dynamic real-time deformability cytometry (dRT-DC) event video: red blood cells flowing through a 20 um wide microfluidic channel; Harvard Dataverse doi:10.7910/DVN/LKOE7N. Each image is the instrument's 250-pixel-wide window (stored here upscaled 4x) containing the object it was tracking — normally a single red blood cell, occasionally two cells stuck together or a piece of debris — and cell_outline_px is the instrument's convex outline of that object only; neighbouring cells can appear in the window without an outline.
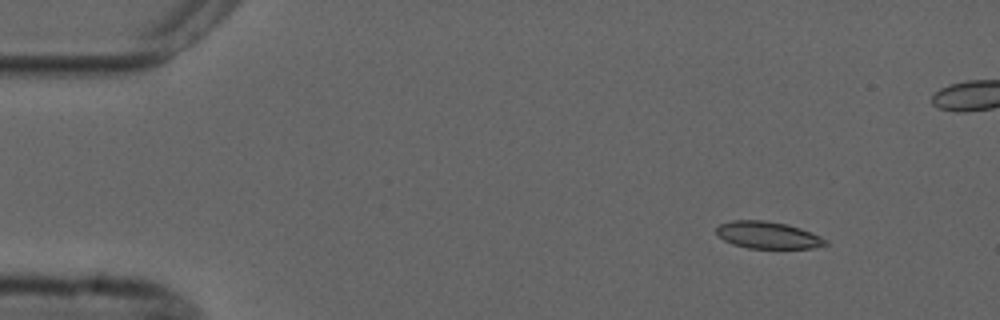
{"species": "common noctule bat (a hibernating species)", "species_latin": "Nyctalus noctula", "temperature_condition": "cold", "stored_images_in_passage": 5, "camera_frame_rate_fps": 3000, "um_per_image_px": 0.085, "animal": {"sex": "male", "forearm_length_mm": 52.5}, "frame": {"image": 1, "passage_image": 2, "time_ms": 2.0, "image_size_px": [1000, 320], "cell_outline_px": [[828, 244], [812, 248], [748, 248], [732, 244], [724, 240], [716, 232], [716, 228], [720, 224], [732, 220], [764, 220], [788, 224], [800, 228], [820, 236], [828, 240]], "centroid_in_image_um": [65.27, 19.98], "position_along_channel_um": 19.7, "area_um2": 17.17}}